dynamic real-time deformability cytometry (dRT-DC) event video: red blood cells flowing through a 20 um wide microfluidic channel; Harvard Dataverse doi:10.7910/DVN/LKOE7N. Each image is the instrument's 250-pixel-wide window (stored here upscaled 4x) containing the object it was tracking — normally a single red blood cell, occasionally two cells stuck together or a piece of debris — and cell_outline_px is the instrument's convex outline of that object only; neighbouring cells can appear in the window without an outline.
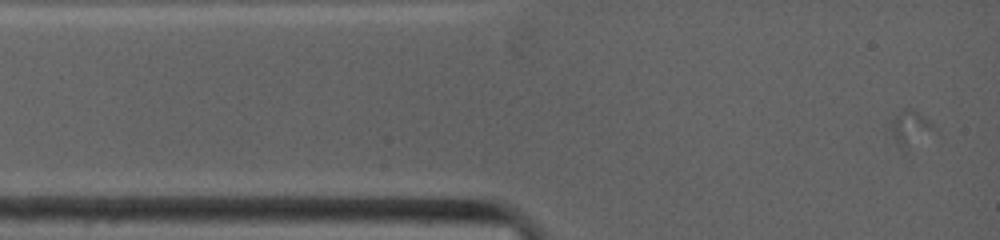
{"species": "common noctule bat (a hibernating species)", "species_latin": "Nyctalus noctula", "temperature_condition": "warm", "stored_images_in_passage": 11, "camera_frame_rate_fps": 4500, "um_per_image_px": 0.085, "animal": {"sex": "female", "body_mass_g": 19.0, "forearm_length_mm": 53.3}, "frame": {"image": 1, "passage_image": 1, "time_ms": 0.0, "image_size_px": [1000, 240], "cell_outline_px": [[940, 132], [904, 156], [888, 128], [888, 120], [908, 108], [916, 112], [940, 128]], "centroid_in_image_um": [77.46, 11.07], "position_along_channel_um": 7.5, "area_um2": 10.23}}